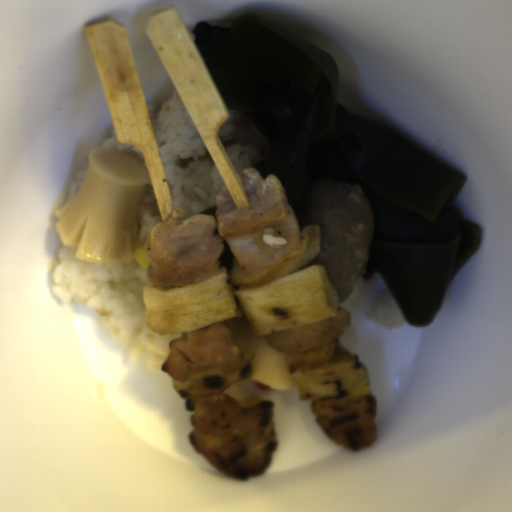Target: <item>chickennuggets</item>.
I'll return each mask as SVG.
<instances>
[{
    "instance_id": "chicken-nuggets-2",
    "label": "chicken nuggets",
    "mask_w": 512,
    "mask_h": 512,
    "mask_svg": "<svg viewBox=\"0 0 512 512\" xmlns=\"http://www.w3.org/2000/svg\"><path fill=\"white\" fill-rule=\"evenodd\" d=\"M188 442L219 473L249 481L267 471L279 443L271 402L243 407L223 393L187 399Z\"/></svg>"
},
{
    "instance_id": "chicken-nuggets-3",
    "label": "chicken nuggets",
    "mask_w": 512,
    "mask_h": 512,
    "mask_svg": "<svg viewBox=\"0 0 512 512\" xmlns=\"http://www.w3.org/2000/svg\"><path fill=\"white\" fill-rule=\"evenodd\" d=\"M228 320L172 338L161 370L176 382H184L200 371L230 372L240 367L244 353Z\"/></svg>"
},
{
    "instance_id": "chicken-nuggets-4",
    "label": "chicken nuggets",
    "mask_w": 512,
    "mask_h": 512,
    "mask_svg": "<svg viewBox=\"0 0 512 512\" xmlns=\"http://www.w3.org/2000/svg\"><path fill=\"white\" fill-rule=\"evenodd\" d=\"M350 323V313L337 307L335 317L263 337L267 346L282 352L288 374L293 375L320 369L331 362Z\"/></svg>"
},
{
    "instance_id": "chicken-nuggets-5",
    "label": "chicken nuggets",
    "mask_w": 512,
    "mask_h": 512,
    "mask_svg": "<svg viewBox=\"0 0 512 512\" xmlns=\"http://www.w3.org/2000/svg\"><path fill=\"white\" fill-rule=\"evenodd\" d=\"M311 409L323 433L341 447L361 452L378 440V407L372 392L366 396L312 399Z\"/></svg>"
},
{
    "instance_id": "chicken-nuggets-1",
    "label": "chicken nuggets",
    "mask_w": 512,
    "mask_h": 512,
    "mask_svg": "<svg viewBox=\"0 0 512 512\" xmlns=\"http://www.w3.org/2000/svg\"><path fill=\"white\" fill-rule=\"evenodd\" d=\"M248 208L235 204L225 184L214 196L216 211L180 219L176 208L152 225L146 252V279L151 287L186 286L215 276L227 241L232 251L228 285L267 286L306 267L321 247L320 228L302 230L278 177L263 178L256 168L240 173ZM267 228L287 239L280 250L261 241Z\"/></svg>"
}]
</instances>
